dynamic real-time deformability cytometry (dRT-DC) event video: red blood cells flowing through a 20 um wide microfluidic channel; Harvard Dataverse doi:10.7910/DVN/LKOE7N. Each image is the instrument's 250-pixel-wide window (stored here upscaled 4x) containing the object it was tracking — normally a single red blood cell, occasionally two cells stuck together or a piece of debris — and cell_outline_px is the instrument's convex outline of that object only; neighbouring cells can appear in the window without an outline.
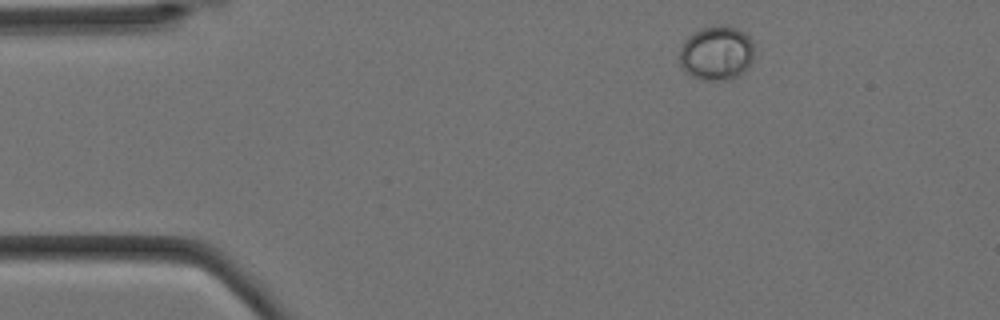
{"species": "Egyptian fruit bat (a non-hibernating species)", "species_latin": "Rousettus aegyptiacus", "temperature_condition": "cold", "stored_images_in_passage": 4, "camera_frame_rate_fps": 3000, "um_per_image_px": 0.085, "animal": {"sex": "female"}, "frame": {"image": 1, "passage_image": 1, "time_ms": 0.0, "image_size_px": [1000, 320], "cell_outline_px": [[752, 60], [736, 76], [728, 80], [704, 80], [692, 76], [684, 72], [680, 64], [680, 48], [684, 40], [688, 36], [700, 28], [720, 24], [728, 24], [744, 32], [752, 40]], "centroid_in_image_um": [60.86, 4.48], "position_along_channel_um": 24.1, "area_um2": 23.64}}